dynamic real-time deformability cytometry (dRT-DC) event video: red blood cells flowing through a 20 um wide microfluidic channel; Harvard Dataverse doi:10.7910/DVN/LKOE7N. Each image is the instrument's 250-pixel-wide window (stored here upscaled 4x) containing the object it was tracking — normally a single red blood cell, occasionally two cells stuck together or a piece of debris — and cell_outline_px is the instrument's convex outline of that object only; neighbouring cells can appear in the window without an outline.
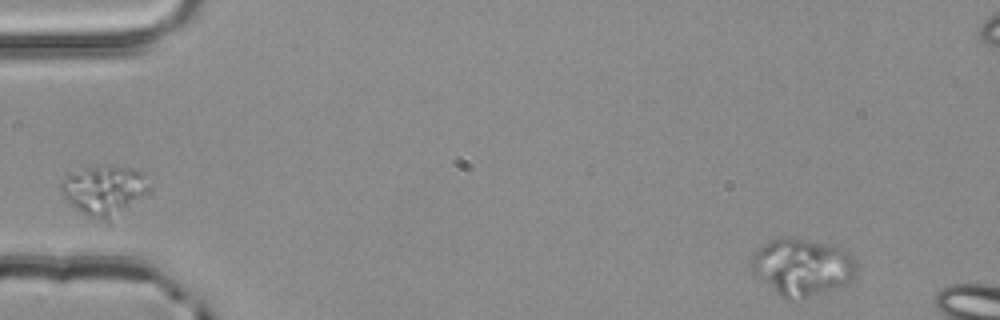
{"species": "common noctule bat (a hibernating species)", "species_latin": "Nyctalus noctula", "temperature_condition": "room temperature", "stored_images_in_passage": 2, "segment_of_instrument_passage": [2, 2], "camera_frame_rate_fps": 3000, "um_per_image_px": 0.085, "animal": {"sex": "male", "body_mass_g": 20.4}, "frame": {"image": 1, "passage_image": 2, "time_ms": 0.333, "image_size_px": [1000, 320], "cell_outline_px": [[856, 268], [852, 280], [840, 288], [804, 300], [788, 300], [780, 296], [756, 276], [752, 272], [752, 252], [768, 240], [788, 236], [836, 244], [848, 252], [852, 256], [856, 264]], "centroid_in_image_um": [68.2, 22.7], "position_along_channel_um": 16.8, "area_um2": 36.01}}